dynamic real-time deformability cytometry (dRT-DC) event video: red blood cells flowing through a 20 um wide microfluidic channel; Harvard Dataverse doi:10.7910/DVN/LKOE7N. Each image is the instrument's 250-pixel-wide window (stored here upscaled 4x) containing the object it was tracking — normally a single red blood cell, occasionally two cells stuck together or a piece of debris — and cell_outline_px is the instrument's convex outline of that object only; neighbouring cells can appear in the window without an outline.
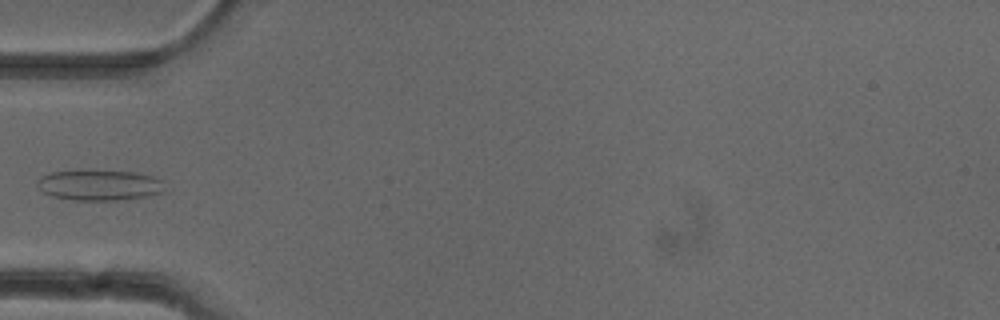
{"species": "common noctule bat (a hibernating species)", "species_latin": "Nyctalus noctula", "temperature_condition": "cold", "stored_images_in_passage": 5, "camera_frame_rate_fps": 3000, "um_per_image_px": 0.085, "animal": {"sex": "female"}, "frame": {"image": 1, "passage_image": 5, "time_ms": 1.333, "image_size_px": [1000, 320], "cell_outline_px": [[164, 192], [148, 196], [120, 200], [72, 200], [52, 196], [44, 192], [36, 184], [36, 180], [40, 176], [52, 172], [80, 168], [136, 172], [156, 176], [164, 180]], "centroid_in_image_um": [8.46, 15.69], "position_along_channel_um": 76.5, "area_um2": 23.7}}